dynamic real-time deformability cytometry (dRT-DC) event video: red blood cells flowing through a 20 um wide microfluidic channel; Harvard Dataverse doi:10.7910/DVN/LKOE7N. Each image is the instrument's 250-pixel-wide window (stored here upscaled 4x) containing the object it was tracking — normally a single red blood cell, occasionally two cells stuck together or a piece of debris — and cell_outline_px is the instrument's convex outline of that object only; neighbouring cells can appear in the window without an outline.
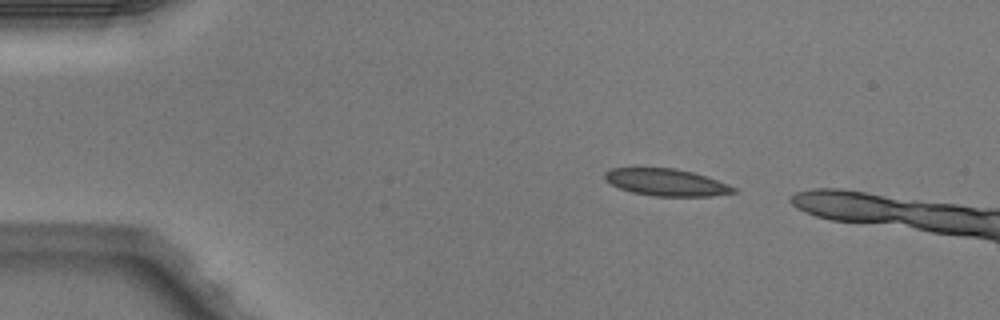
{"species": "Egyptian fruit bat (a non-hibernating species)", "species_latin": "Rousettus aegyptiacus", "temperature_condition": "warm", "stored_images_in_passage": 2, "camera_frame_rate_fps": 3000, "um_per_image_px": 0.085, "animal": {"sex": "male"}, "frame": {"image": 1, "passage_image": 1, "time_ms": 0.0, "image_size_px": [1000, 320], "cell_outline_px": [[736, 192], [712, 196], [652, 196], [632, 192], [620, 188], [604, 180], [604, 172], [612, 168], [676, 168], [692, 172], [728, 184], [736, 188]], "centroid_in_image_um": [56.61, 15.5], "position_along_channel_um": 28.4, "area_um2": 20.17}}